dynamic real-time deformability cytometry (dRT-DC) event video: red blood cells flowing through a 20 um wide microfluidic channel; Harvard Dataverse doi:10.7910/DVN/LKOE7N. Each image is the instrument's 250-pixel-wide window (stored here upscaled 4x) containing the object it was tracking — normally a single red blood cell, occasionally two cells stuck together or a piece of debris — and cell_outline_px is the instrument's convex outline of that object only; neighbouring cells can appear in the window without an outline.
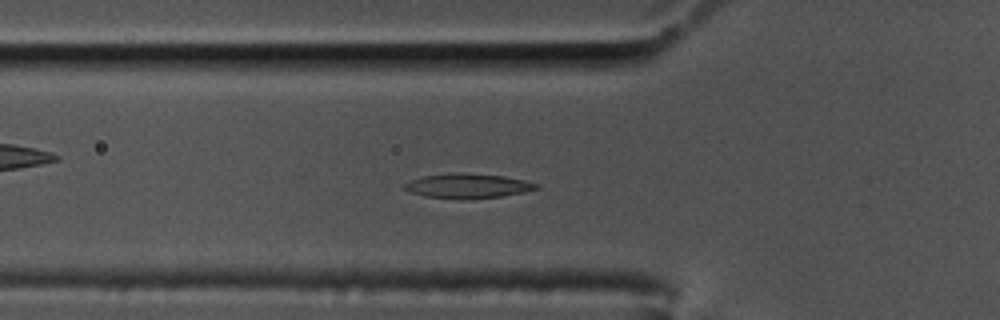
{"species": "common noctule bat (a hibernating species)", "species_latin": "Nyctalus noctula", "temperature_condition": "cold", "stored_images_in_passage": 58, "camera_frame_rate_fps": 3000, "um_per_image_px": 0.085, "animal": {"sex": "male", "body_mass_g": 17.5, "forearm_length_mm": 52.3}, "frame": {"image": 1, "passage_image": 19, "time_ms": 6.0, "image_size_px": [1000, 320], "cell_outline_px": [[540, 188], [524, 192], [500, 196], [456, 200], [424, 196], [412, 192], [404, 188], [404, 184], [412, 180], [424, 176], [452, 172], [460, 172], [504, 176], [524, 180], [540, 184]], "centroid_in_image_um": [39.78, 15.8], "position_along_channel_um": 86.0, "area_um2": 18.96}}
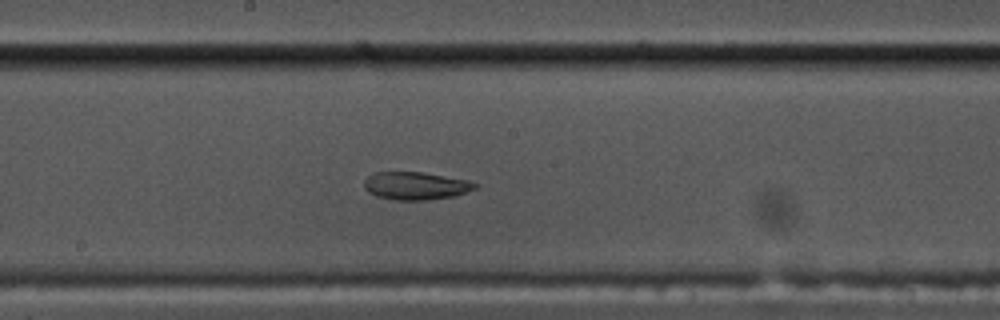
{"frame": {"image": 2, "passage_image": 30, "time_ms": 9.667, "image_size_px": [1000, 320], "cell_outline_px": [[480, 184], [476, 188], [452, 196], [424, 200], [396, 200], [376, 196], [368, 192], [364, 188], [364, 180], [368, 176], [376, 172], [420, 172], [468, 180]], "centroid_in_image_um": [35.3, 15.79], "position_along_channel_um": 212.9, "area_um2": 17.8}}
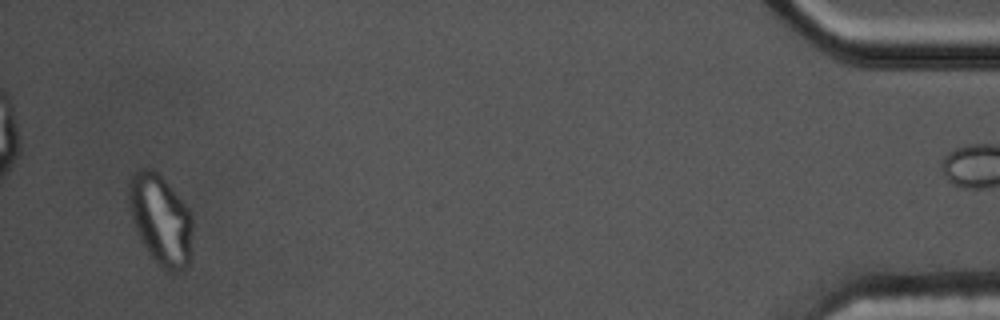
{"frame": {"image": 3, "passage_image": 55, "time_ms": 18.0, "image_size_px": [1000, 320], "cell_outline_px": [[192, 228], [188, 268], [180, 272], [168, 272], [160, 268], [148, 252], [140, 240], [132, 216], [128, 196], [128, 184], [132, 176], [140, 168], [152, 168], [168, 184], [188, 208], [192, 216]], "centroid_in_image_um": [13.66, 18.71], "position_along_channel_um": 421.5, "area_um2": 33.35}}